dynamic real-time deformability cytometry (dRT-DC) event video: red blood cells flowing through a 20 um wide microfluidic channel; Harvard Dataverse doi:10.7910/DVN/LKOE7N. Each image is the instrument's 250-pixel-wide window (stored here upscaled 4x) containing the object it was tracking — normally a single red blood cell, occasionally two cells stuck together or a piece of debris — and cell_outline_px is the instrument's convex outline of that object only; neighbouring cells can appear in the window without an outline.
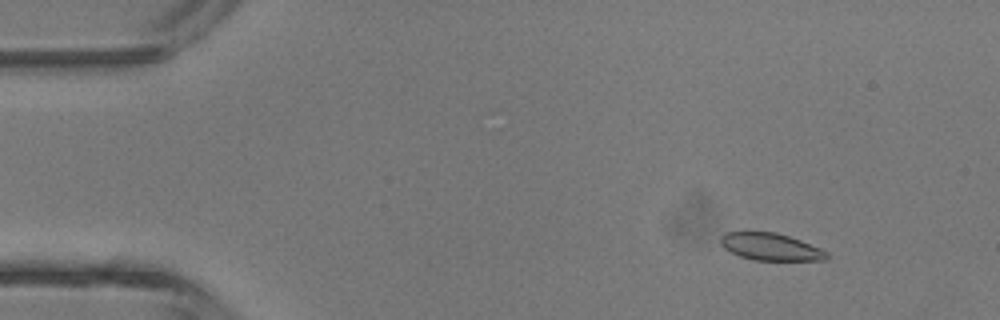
{"species": "common noctule bat (a hibernating species)", "species_latin": "Nyctalus noctula", "temperature_condition": "room temperature", "stored_images_in_passage": 4, "camera_frame_rate_fps": 3000, "um_per_image_px": 0.085, "animal": {"sex": "male", "body_mass_g": 13.3}, "frame": {"image": 1, "passage_image": 1, "time_ms": 0.0, "image_size_px": [1000, 320], "cell_outline_px": [[828, 260], [752, 260], [740, 256], [724, 248], [720, 244], [720, 236], [724, 232], [776, 232], [800, 240], [820, 248], [828, 252]], "centroid_in_image_um": [65.49, 20.98], "position_along_channel_um": 19.5, "area_um2": 16.82}}
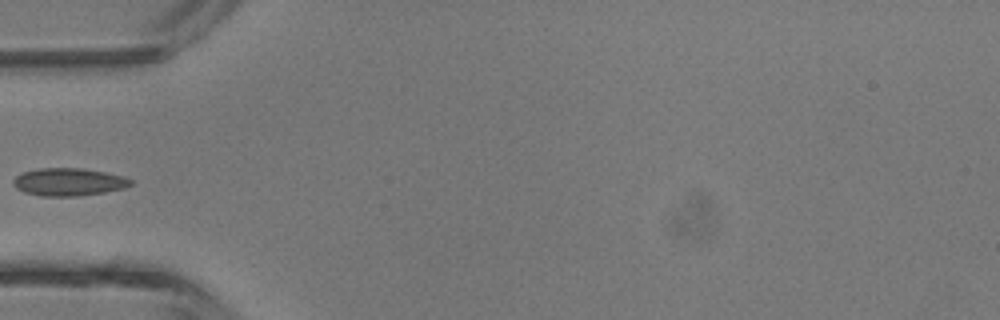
{"frame": {"image": 2, "passage_image": 4, "time_ms": 3.333, "image_size_px": [1000, 320], "cell_outline_px": [[136, 184], [124, 188], [104, 192], [76, 196], [40, 196], [24, 192], [16, 188], [12, 184], [12, 180], [16, 176], [24, 172], [40, 168], [84, 168], [124, 176], [132, 180]], "centroid_in_image_um": [5.85, 15.46], "position_along_channel_um": 79.1, "area_um2": 19.07}}